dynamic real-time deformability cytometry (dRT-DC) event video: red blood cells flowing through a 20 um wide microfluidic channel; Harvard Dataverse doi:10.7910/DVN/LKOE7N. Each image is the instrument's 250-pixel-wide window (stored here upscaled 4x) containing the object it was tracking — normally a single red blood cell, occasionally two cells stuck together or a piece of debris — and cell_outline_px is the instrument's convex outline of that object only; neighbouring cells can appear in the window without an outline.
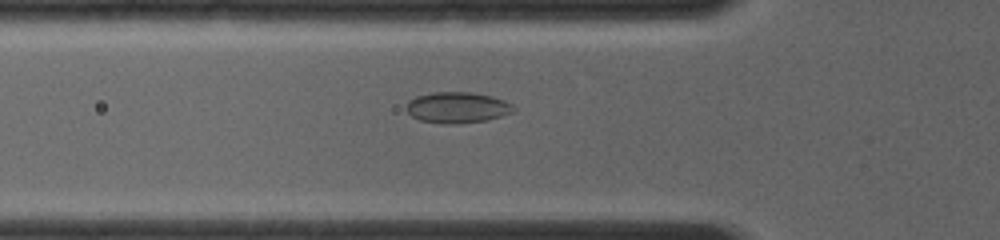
{"species": "common noctule bat (a hibernating species)", "species_latin": "Nyctalus noctula", "temperature_condition": "room temperature", "stored_images_in_passage": 50, "camera_frame_rate_fps": 4000, "um_per_image_px": 0.085, "animal": {"sex": "female", "body_mass_g": 19.0, "forearm_length_mm": 56.7}, "frame": {"image": 1, "passage_image": 13, "time_ms": 2.5, "image_size_px": [1000, 240], "cell_outline_px": [[516, 108], [512, 112], [488, 120], [456, 124], [444, 124], [420, 120], [412, 116], [404, 108], [408, 100], [416, 96], [432, 92], [472, 92], [492, 96], [504, 100], [512, 104]], "centroid_in_image_um": [38.85, 9.13], "position_along_channel_um": 87.0, "area_um2": 19.54}}
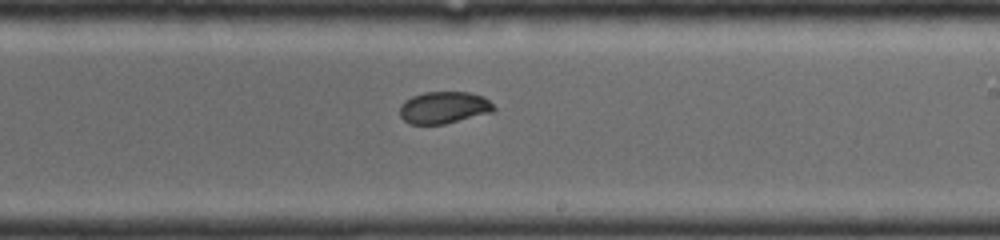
{"frame": {"image": 2, "passage_image": 28, "time_ms": 6.25, "image_size_px": [1000, 240], "cell_outline_px": [[496, 108], [492, 112], [444, 124], [408, 124], [400, 116], [400, 104], [404, 100], [412, 96], [424, 92], [468, 92], [484, 96]], "centroid_in_image_um": [37.7, 9.14], "position_along_channel_um": 251.3, "area_um2": 17.57}}
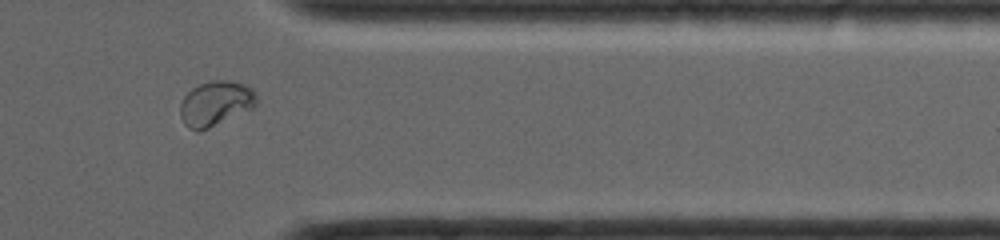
{"frame": {"image": 3, "passage_image": 44, "time_ms": 9.5, "image_size_px": [1000, 240], "cell_outline_px": [[256, 104], [252, 108], [200, 132], [196, 132], [188, 128], [184, 124], [180, 116], [180, 104], [184, 96], [192, 88], [200, 84], [212, 80], [232, 80], [244, 84], [252, 88], [256, 92]], "centroid_in_image_um": [18.3, 8.79], "position_along_channel_um": 393.1, "area_um2": 20.06}}